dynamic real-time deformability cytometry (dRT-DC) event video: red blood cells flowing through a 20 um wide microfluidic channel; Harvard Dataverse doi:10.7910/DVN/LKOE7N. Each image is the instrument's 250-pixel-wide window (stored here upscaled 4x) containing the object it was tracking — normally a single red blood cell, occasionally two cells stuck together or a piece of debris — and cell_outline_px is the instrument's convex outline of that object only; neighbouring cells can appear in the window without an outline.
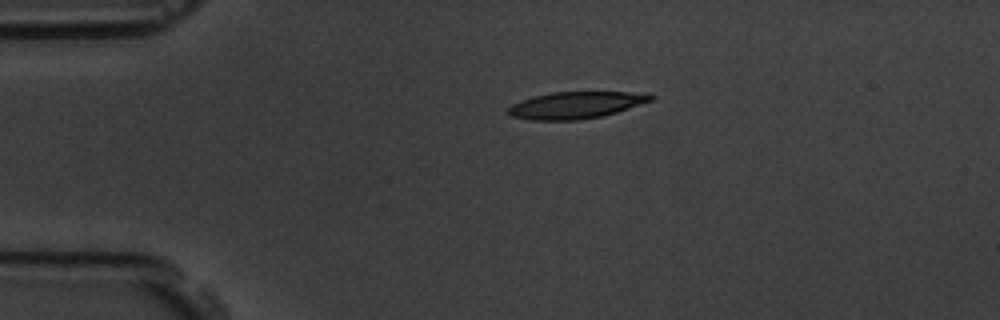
{"species": "common noctule bat (a hibernating species)", "species_latin": "Nyctalus noctula", "temperature_condition": "room temperature", "stored_images_in_passage": 5, "camera_frame_rate_fps": 3000, "um_per_image_px": 0.085, "animal": {"sex": "male", "body_mass_g": 19.5, "forearm_length_mm": 54.6}, "frame": {"image": 1, "passage_image": 5, "time_ms": 5.667, "image_size_px": [1000, 320], "cell_outline_px": [[656, 96], [652, 100], [604, 116], [580, 120], [528, 120], [512, 116], [508, 112], [508, 108], [512, 104], [520, 100], [532, 96], [552, 92], [628, 92]], "centroid_in_image_um": [48.88, 8.94], "position_along_channel_um": 36.1, "area_um2": 22.2}}